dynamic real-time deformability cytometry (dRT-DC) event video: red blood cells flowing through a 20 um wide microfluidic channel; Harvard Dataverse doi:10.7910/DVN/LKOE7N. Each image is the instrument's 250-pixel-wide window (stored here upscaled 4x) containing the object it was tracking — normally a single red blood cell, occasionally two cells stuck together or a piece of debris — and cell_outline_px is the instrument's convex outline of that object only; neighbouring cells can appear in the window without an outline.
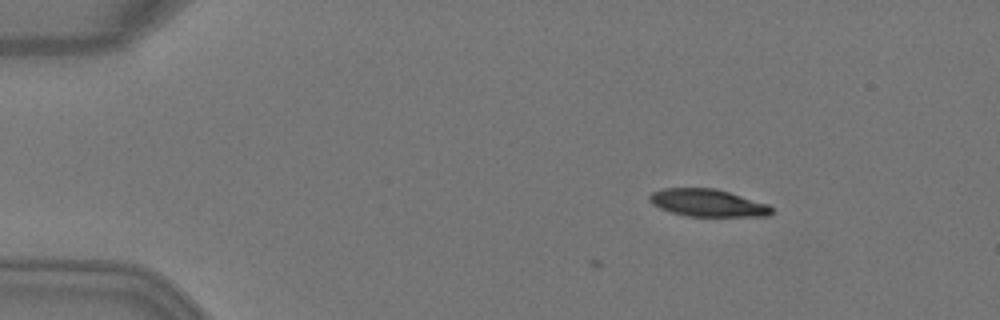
{"species": "Egyptian fruit bat (a non-hibernating species)", "species_latin": "Rousettus aegyptiacus", "temperature_condition": "warm", "stored_images_in_passage": 3, "camera_frame_rate_fps": 3000, "um_per_image_px": 0.085, "animal": {"sex": "female"}, "frame": {"image": 1, "passage_image": 3, "time_ms": 0.667, "image_size_px": [1000, 320], "cell_outline_px": [[772, 212], [768, 216], [688, 216], [672, 212], [660, 208], [652, 204], [648, 200], [648, 196], [652, 192], [664, 188], [716, 188], [768, 204], [772, 208]], "centroid_in_image_um": [60.13, 17.24], "position_along_channel_um": 24.9, "area_um2": 19.42}}